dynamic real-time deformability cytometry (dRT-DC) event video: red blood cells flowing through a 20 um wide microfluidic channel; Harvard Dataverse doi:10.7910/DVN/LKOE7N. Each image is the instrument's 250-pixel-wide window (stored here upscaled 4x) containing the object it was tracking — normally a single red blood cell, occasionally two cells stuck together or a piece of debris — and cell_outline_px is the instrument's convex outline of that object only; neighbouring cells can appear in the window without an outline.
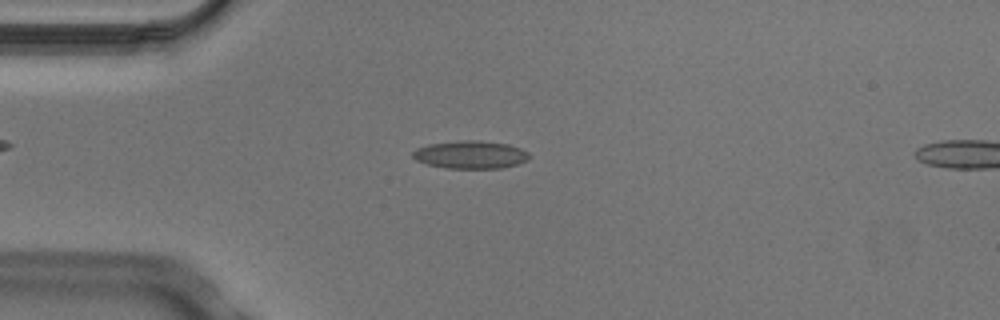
{"species": "Egyptian fruit bat (a non-hibernating species)", "species_latin": "Rousettus aegyptiacus", "temperature_condition": "cold", "stored_images_in_passage": 3, "camera_frame_rate_fps": 3000, "um_per_image_px": 0.085, "animal": {"sex": "male"}, "frame": {"image": 1, "passage_image": 2, "time_ms": 0.333, "image_size_px": [1000, 320], "cell_outline_px": [[532, 156], [528, 160], [516, 164], [500, 168], [448, 168], [428, 164], [416, 160], [412, 156], [412, 152], [416, 148], [428, 144], [460, 140], [480, 140], [508, 144], [520, 148], [528, 152]], "centroid_in_image_um": [40.0, 13.13], "position_along_channel_um": 45.0, "area_um2": 18.96}}